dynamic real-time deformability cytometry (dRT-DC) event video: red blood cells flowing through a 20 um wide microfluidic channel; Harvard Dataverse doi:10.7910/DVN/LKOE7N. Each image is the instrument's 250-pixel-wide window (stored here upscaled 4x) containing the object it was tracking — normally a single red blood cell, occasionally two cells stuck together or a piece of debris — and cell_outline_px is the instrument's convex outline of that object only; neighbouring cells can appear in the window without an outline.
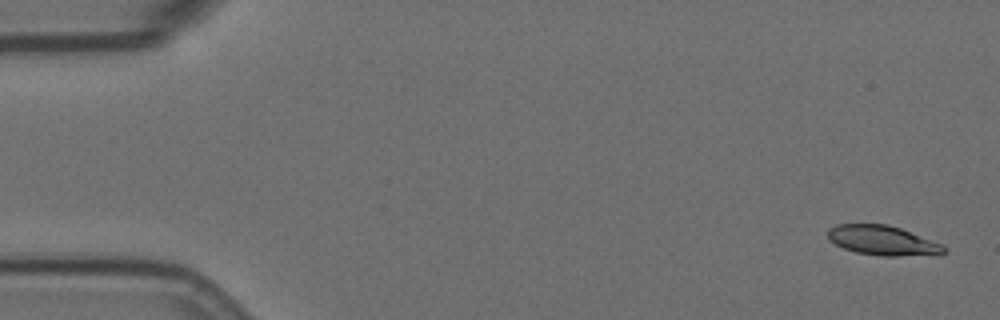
{"species": "Egyptian fruit bat (a non-hibernating species)", "species_latin": "Rousettus aegyptiacus", "temperature_condition": "room temperature", "stored_images_in_passage": 14, "camera_frame_rate_fps": 3000, "um_per_image_px": 0.085, "animal": {"sex": "female"}, "frame": {"image": 1, "passage_image": 1, "time_ms": 0.0, "image_size_px": [1000, 320], "cell_outline_px": [[948, 252], [940, 256], [880, 256], [856, 252], [844, 248], [828, 240], [828, 228], [836, 224], [888, 224], [900, 228], [944, 244], [948, 248]], "centroid_in_image_um": [75.13, 20.46], "position_along_channel_um": 9.9, "area_um2": 20.63}}
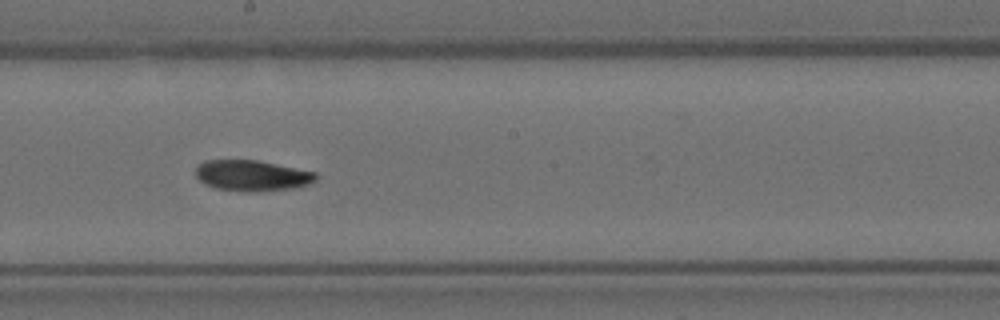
{"frame": {"image": 2, "passage_image": 8, "time_ms": 9.667, "image_size_px": [1000, 320], "cell_outline_px": [[320, 176], [316, 180], [308, 184], [296, 188], [256, 192], [244, 192], [216, 188], [204, 184], [196, 176], [196, 168], [204, 160], [256, 160], [316, 172]], "centroid_in_image_um": [21.45, 14.93], "position_along_channel_um": 226.8, "area_um2": 21.73}}
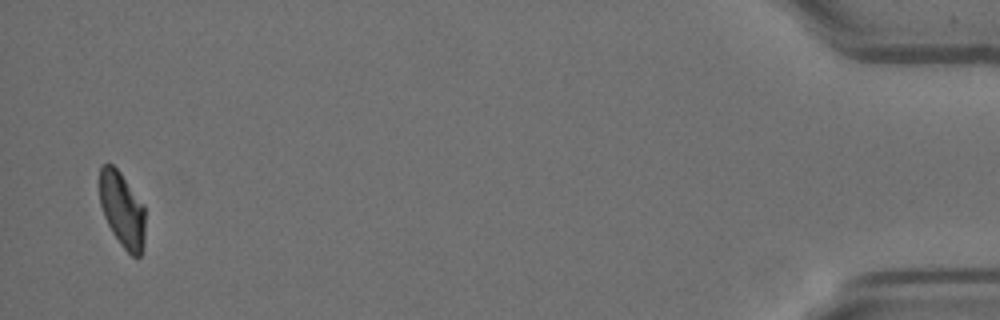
{"frame": {"image": 3, "passage_image": 14, "time_ms": 17.667, "image_size_px": [1000, 320], "cell_outline_px": [[144, 244], [140, 256], [132, 256], [120, 244], [112, 232], [104, 216], [100, 204], [100, 168], [104, 164], [112, 164], [120, 172], [144, 204]], "centroid_in_image_um": [10.39, 17.82], "position_along_channel_um": 424.8, "area_um2": 19.88}}